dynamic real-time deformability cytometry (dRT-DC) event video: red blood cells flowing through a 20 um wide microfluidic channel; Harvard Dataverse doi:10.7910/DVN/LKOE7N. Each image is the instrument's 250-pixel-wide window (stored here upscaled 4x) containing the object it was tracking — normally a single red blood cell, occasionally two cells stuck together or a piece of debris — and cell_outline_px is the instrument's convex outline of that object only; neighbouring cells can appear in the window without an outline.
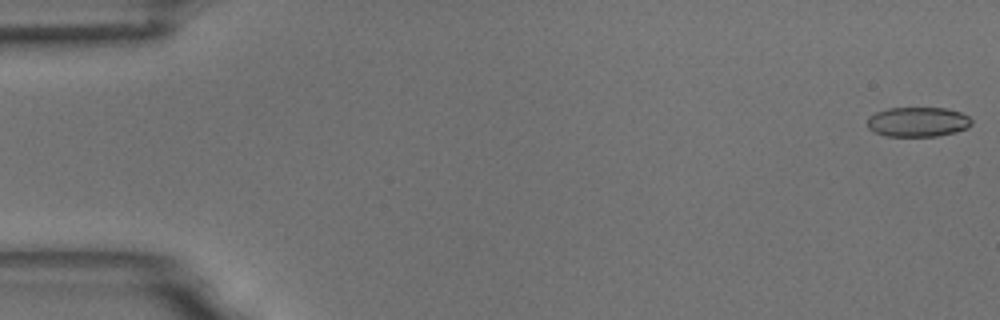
{"species": "common noctule bat (a hibernating species)", "species_latin": "Nyctalus noctula", "temperature_condition": "room temperature", "stored_images_in_passage": 47, "camera_frame_rate_fps": 3000, "um_per_image_px": 0.085, "animal": {"sex": "male", "body_mass_g": 18.8}, "frame": {"image": 1, "passage_image": 1, "time_ms": 0.0, "image_size_px": [1000, 320], "cell_outline_px": [[972, 124], [968, 128], [956, 132], [936, 136], [884, 136], [868, 128], [868, 116], [876, 112], [888, 108], [944, 108], [960, 112], [968, 116], [972, 120]], "centroid_in_image_um": [78.02, 10.36], "position_along_channel_um": 7.0, "area_um2": 18.09}}
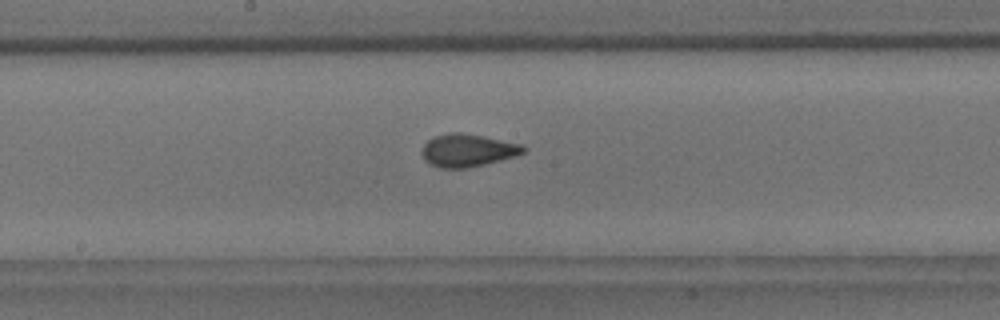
{"frame": {"image": 2, "passage_image": 31, "time_ms": 10.0, "image_size_px": [1000, 320], "cell_outline_px": [[528, 148], [524, 152], [516, 156], [484, 164], [464, 168], [440, 168], [428, 164], [424, 160], [420, 152], [424, 144], [432, 136], [452, 132], [460, 132], [484, 136], [520, 144]], "centroid_in_image_um": [39.7, 12.77], "position_along_channel_um": 208.5, "area_um2": 19.48}}
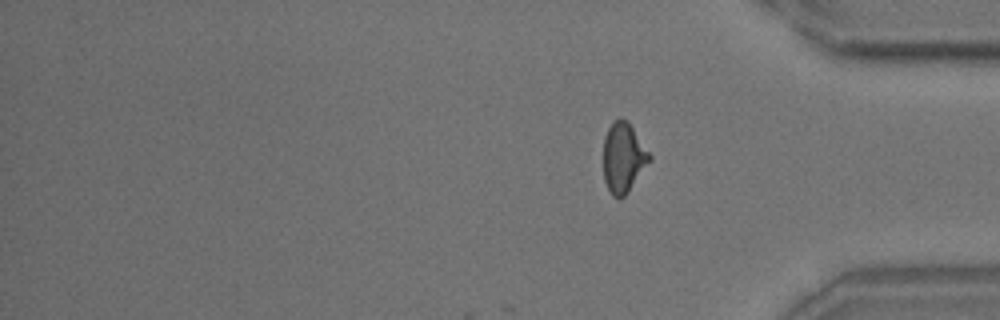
{"frame": {"image": 3, "passage_image": 47, "time_ms": 15.333, "image_size_px": [1000, 320], "cell_outline_px": [[652, 160], [628, 192], [620, 200], [612, 196], [604, 180], [604, 136], [612, 120], [620, 116], [628, 120], [652, 156]], "centroid_in_image_um": [53.0, 13.37], "position_along_channel_um": 382.2, "area_um2": 19.19}, "authors_computed_cell_mechanics": {"area_um2": 19.0162, "velocity_mm_per_s": 3.4534, "shape_relaxation_time_tau1_ms": 6.8709, "shape_relaxation_time_tau2_ms": 1.0864, "deformation_change_tau1": 0.1504, "deformation_change_tau2": 0.0489}}